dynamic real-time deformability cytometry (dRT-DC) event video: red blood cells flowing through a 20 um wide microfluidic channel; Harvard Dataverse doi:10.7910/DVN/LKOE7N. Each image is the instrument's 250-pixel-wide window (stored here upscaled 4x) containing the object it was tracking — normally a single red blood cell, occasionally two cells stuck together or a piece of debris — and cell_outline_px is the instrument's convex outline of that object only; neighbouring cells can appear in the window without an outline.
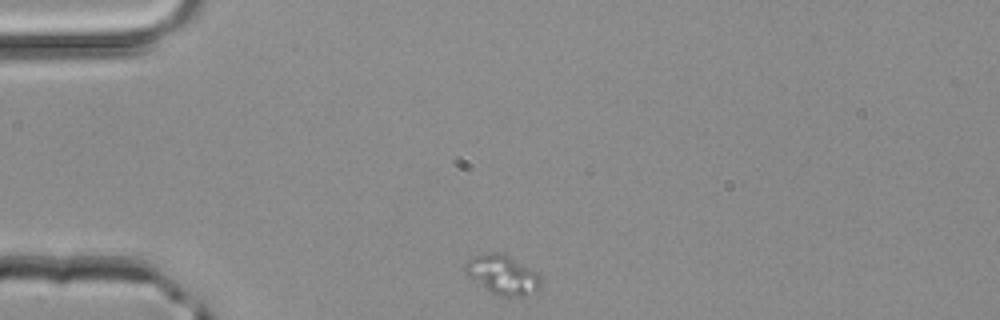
{"species": "common noctule bat (a hibernating species)", "species_latin": "Nyctalus noctula", "temperature_condition": "room temperature", "stored_images_in_passage": 31, "camera_frame_rate_fps": 3000, "um_per_image_px": 0.085, "animal": {"sex": "male", "body_mass_g": 20.4}, "frame": {"image": 1, "passage_image": 1, "time_ms": 0.0, "image_size_px": [1000, 320], "cell_outline_px": [[540, 292], [520, 296], [500, 296], [492, 292], [468, 276], [464, 272], [464, 264], [472, 256], [484, 252], [504, 252], [536, 272], [540, 276]], "centroid_in_image_um": [42.72, 23.33], "position_along_channel_um": 42.3, "area_um2": 17.46}}